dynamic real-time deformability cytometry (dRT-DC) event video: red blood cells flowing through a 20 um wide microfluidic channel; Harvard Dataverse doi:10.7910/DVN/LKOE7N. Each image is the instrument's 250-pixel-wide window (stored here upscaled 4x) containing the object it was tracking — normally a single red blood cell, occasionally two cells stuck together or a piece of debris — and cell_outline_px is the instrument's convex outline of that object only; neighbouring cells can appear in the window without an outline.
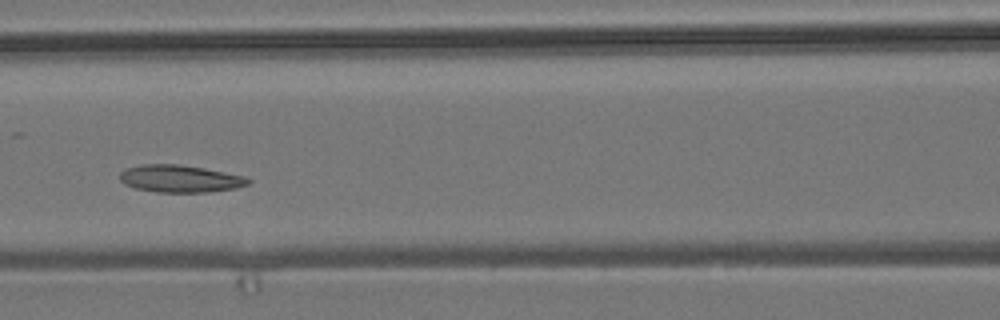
{"species": "common noctule bat (a hibernating species)", "species_latin": "Nyctalus noctula", "temperature_condition": "room temperature", "stored_images_in_passage": 8, "camera_frame_rate_fps": 3000, "um_per_image_px": 0.085, "animal": {"sex": "male", "body_mass_g": 19.2, "forearm_length_mm": 51.8}, "frame": {"image": 1, "passage_image": 6, "time_ms": 5.667, "image_size_px": [1000, 320], "cell_outline_px": [[252, 180], [248, 184], [236, 188], [208, 192], [156, 192], [136, 188], [124, 184], [120, 180], [120, 172], [124, 168], [144, 164], [180, 164], [204, 168], [244, 176]], "centroid_in_image_um": [15.29, 15.18], "position_along_channel_um": 151.3, "area_um2": 20.46}}
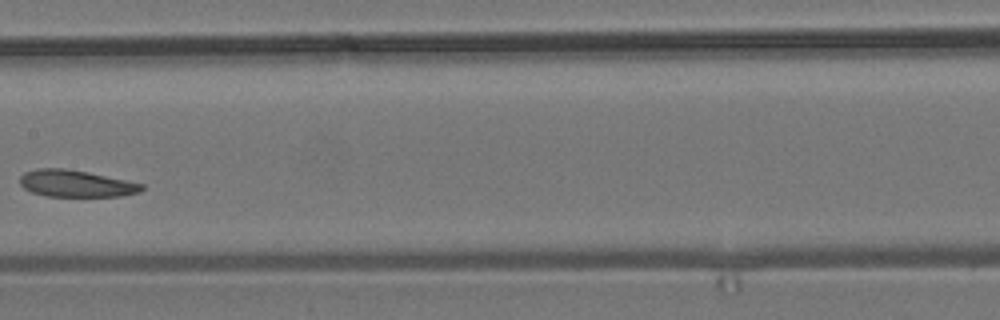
{"frame": {"image": 2, "passage_image": 7, "time_ms": 7.0, "image_size_px": [1000, 320], "cell_outline_px": [[144, 188], [140, 192], [120, 196], [44, 196], [32, 192], [24, 188], [20, 184], [20, 176], [24, 172], [36, 168], [64, 168], [88, 172], [144, 184]], "centroid_in_image_um": [6.43, 15.6], "position_along_channel_um": 201.0, "area_um2": 19.07}}
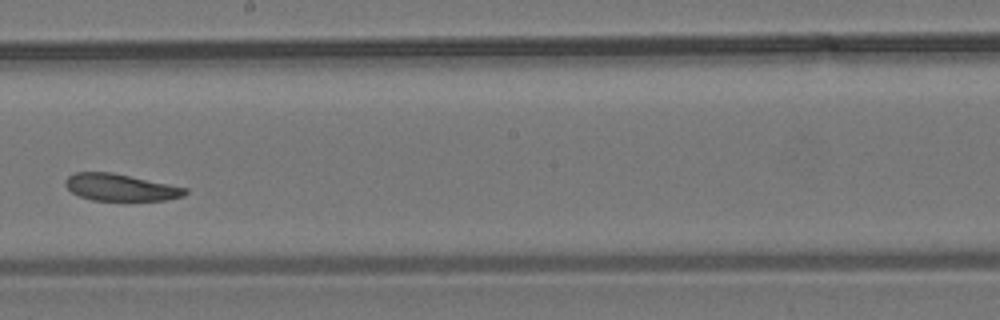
{"frame": {"image": 3, "passage_image": 8, "time_ms": 8.0, "image_size_px": [1000, 320], "cell_outline_px": [[188, 192], [184, 196], [168, 200], [92, 200], [80, 196], [72, 192], [64, 184], [64, 180], [68, 176], [76, 172], [112, 172], [188, 188]], "centroid_in_image_um": [10.25, 15.92], "position_along_channel_um": 237.9, "area_um2": 18.79}}